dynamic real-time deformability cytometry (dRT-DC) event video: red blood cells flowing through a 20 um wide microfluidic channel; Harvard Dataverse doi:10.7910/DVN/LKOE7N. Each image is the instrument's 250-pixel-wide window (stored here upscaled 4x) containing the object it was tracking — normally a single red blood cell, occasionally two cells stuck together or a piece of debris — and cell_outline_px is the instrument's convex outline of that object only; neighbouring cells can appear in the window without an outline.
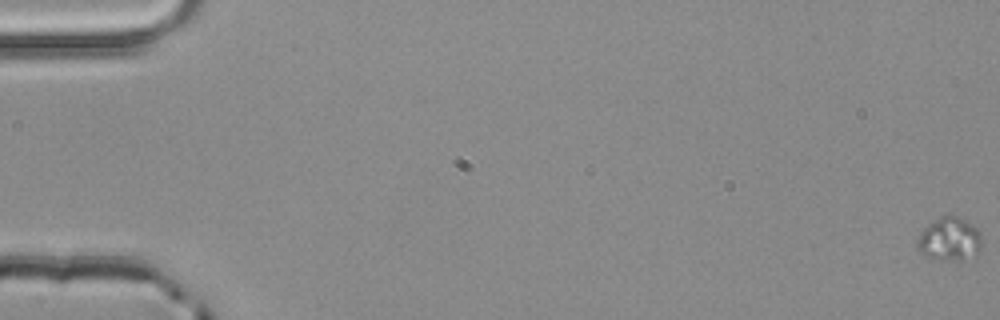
{"species": "common noctule bat (a hibernating species)", "species_latin": "Nyctalus noctula", "temperature_condition": "room temperature", "stored_images_in_passage": 5, "camera_frame_rate_fps": 3000, "um_per_image_px": 0.085, "animal": {"sex": "male", "body_mass_g": 20.4}, "frame": {"image": 1, "passage_image": 1, "time_ms": 0.0, "image_size_px": [1000, 320], "cell_outline_px": [[980, 252], [976, 256], [940, 260], [924, 256], [916, 248], [916, 244], [920, 232], [928, 224], [940, 216], [956, 216], [972, 224], [980, 232]], "centroid_in_image_um": [80.67, 20.32], "position_along_channel_um": 4.3, "area_um2": 16.13}}